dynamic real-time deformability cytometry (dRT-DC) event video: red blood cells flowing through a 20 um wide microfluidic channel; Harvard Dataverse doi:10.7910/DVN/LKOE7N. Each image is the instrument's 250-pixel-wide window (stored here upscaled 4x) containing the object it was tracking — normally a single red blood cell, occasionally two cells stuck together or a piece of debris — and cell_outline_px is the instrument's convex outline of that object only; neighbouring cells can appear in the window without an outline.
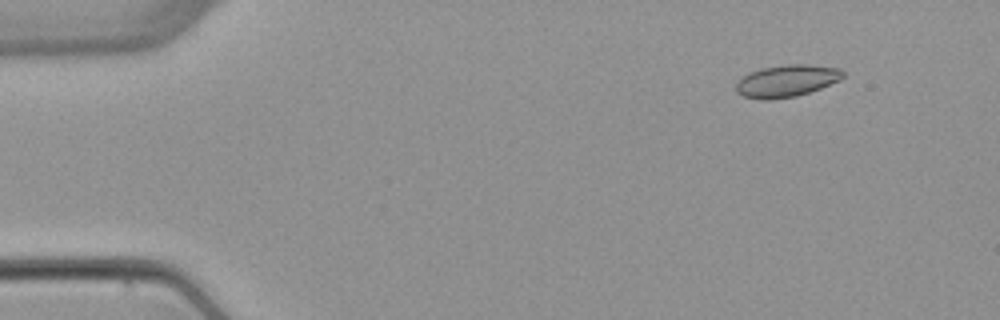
{"species": "common noctule bat (a hibernating species)", "species_latin": "Nyctalus noctula", "temperature_condition": "warm", "stored_images_in_passage": 5, "camera_frame_rate_fps": 3000, "um_per_image_px": 0.085, "animal": {"sex": "female", "body_mass_g": 22.7, "forearm_length_mm": 54.2}, "frame": {"image": 1, "passage_image": 1, "time_ms": 0.0, "image_size_px": [1000, 320], "cell_outline_px": [[844, 76], [840, 80], [820, 88], [796, 96], [768, 100], [764, 100], [744, 96], [736, 92], [736, 84], [748, 72], [760, 68], [784, 64], [808, 64], [840, 68], [844, 72]], "centroid_in_image_um": [66.87, 6.86], "position_along_channel_um": 18.1, "area_um2": 20.0}}
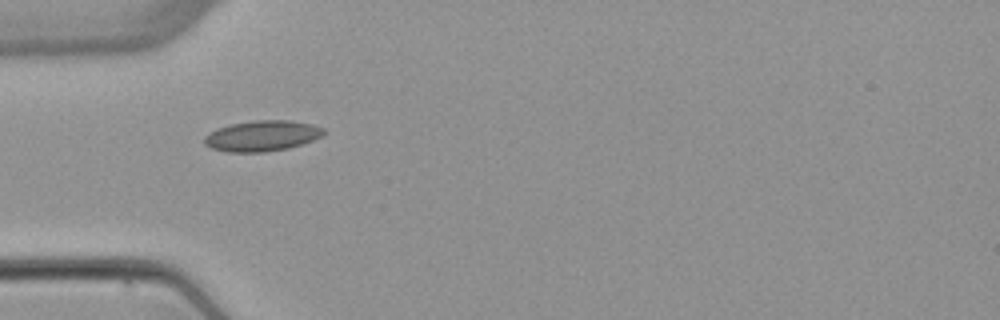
{"frame": {"image": 2, "passage_image": 4, "time_ms": 3.667, "image_size_px": [1000, 320], "cell_outline_px": [[328, 132], [324, 136], [288, 148], [264, 152], [228, 152], [212, 148], [204, 144], [204, 136], [216, 128], [232, 124], [256, 120], [288, 120], [312, 124], [324, 128]], "centroid_in_image_um": [22.3, 11.54], "position_along_channel_um": 62.7, "area_um2": 21.39}}
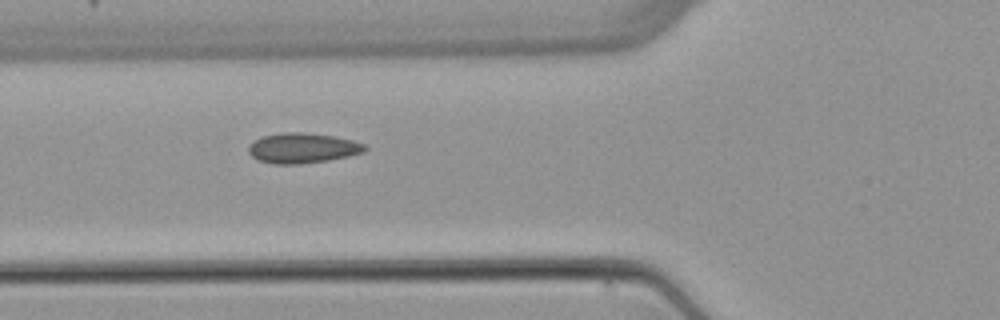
{"frame": {"image": 3, "passage_image": 5, "time_ms": 4.667, "image_size_px": [1000, 320], "cell_outline_px": [[368, 148], [364, 152], [348, 156], [328, 160], [300, 164], [272, 164], [256, 160], [248, 152], [248, 148], [256, 140], [264, 136], [280, 132], [304, 132], [332, 136], [352, 140], [364, 144]], "centroid_in_image_um": [25.71, 12.59], "position_along_channel_um": 100.1, "area_um2": 20.4}}